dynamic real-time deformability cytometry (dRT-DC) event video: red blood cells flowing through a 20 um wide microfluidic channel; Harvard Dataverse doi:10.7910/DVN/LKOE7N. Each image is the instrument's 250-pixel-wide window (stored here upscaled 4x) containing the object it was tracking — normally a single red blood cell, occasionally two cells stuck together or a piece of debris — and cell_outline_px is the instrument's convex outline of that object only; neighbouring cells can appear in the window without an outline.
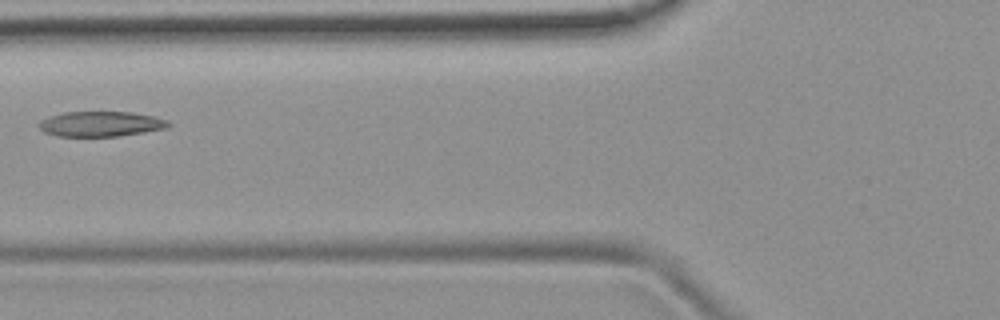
{"species": "common noctule bat (a hibernating species)", "species_latin": "Nyctalus noctula", "temperature_condition": "room temperature", "stored_images_in_passage": 6, "camera_frame_rate_fps": 3000, "um_per_image_px": 0.085, "animal": {"sex": "female", "body_mass_g": 19.9}, "frame": {"image": 1, "passage_image": 5, "time_ms": 5.0, "image_size_px": [1000, 320], "cell_outline_px": [[172, 124], [168, 128], [120, 136], [56, 136], [44, 132], [36, 124], [40, 120], [48, 116], [64, 112], [132, 112], [152, 116], [168, 120]], "centroid_in_image_um": [8.55, 10.53], "position_along_channel_um": 117.2, "area_um2": 19.13}}
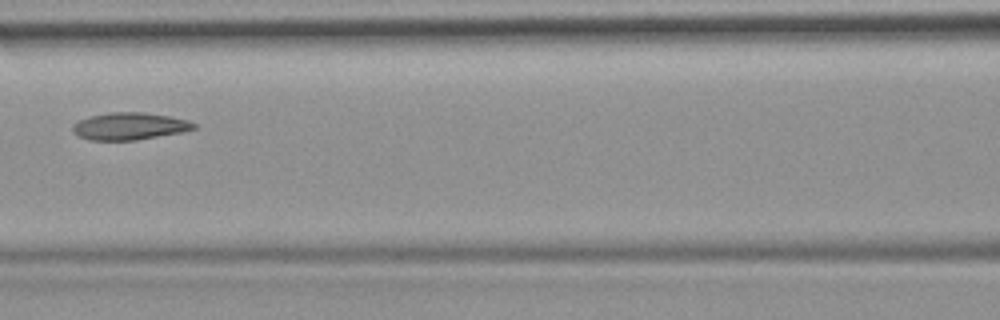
{"frame": {"image": 2, "passage_image": 6, "time_ms": 6.0, "image_size_px": [1000, 320], "cell_outline_px": [[196, 128], [180, 132], [136, 140], [88, 140], [72, 132], [72, 124], [80, 120], [92, 116], [108, 112], [144, 112], [168, 116], [188, 120], [196, 124]], "centroid_in_image_um": [10.98, 10.72], "position_along_channel_um": 155.6, "area_um2": 19.07}}